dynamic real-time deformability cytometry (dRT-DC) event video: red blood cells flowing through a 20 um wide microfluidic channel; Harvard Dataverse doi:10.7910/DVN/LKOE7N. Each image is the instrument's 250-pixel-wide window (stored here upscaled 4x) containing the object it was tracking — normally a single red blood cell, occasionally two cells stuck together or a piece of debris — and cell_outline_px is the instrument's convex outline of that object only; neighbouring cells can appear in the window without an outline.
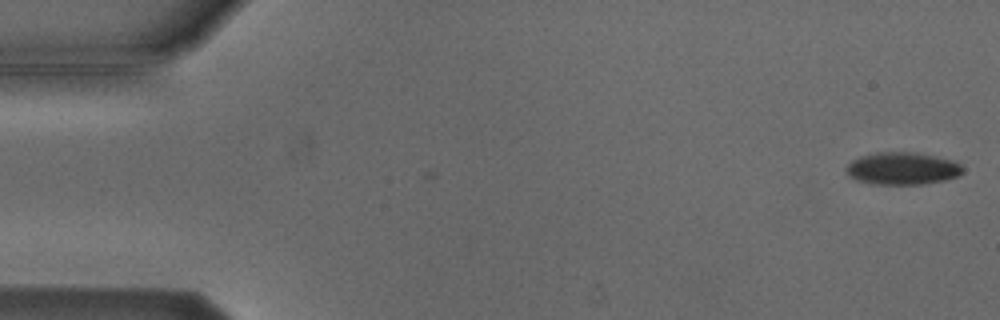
{"species": "Egyptian fruit bat (a non-hibernating species)", "species_latin": "Rousettus aegyptiacus", "temperature_condition": "cold", "stored_images_in_passage": 5, "camera_frame_rate_fps": 3000, "um_per_image_px": 0.085, "animal": {"sex": "male"}, "frame": {"image": 1, "passage_image": 1, "time_ms": 0.0, "image_size_px": [1000, 320], "cell_outline_px": [[964, 172], [956, 176], [944, 180], [924, 184], [872, 184], [856, 180], [848, 176], [848, 164], [852, 160], [860, 156], [876, 152], [916, 152], [936, 156], [952, 160], [960, 164], [964, 168]], "centroid_in_image_um": [76.71, 14.31], "position_along_channel_um": 8.3, "area_um2": 22.02}}